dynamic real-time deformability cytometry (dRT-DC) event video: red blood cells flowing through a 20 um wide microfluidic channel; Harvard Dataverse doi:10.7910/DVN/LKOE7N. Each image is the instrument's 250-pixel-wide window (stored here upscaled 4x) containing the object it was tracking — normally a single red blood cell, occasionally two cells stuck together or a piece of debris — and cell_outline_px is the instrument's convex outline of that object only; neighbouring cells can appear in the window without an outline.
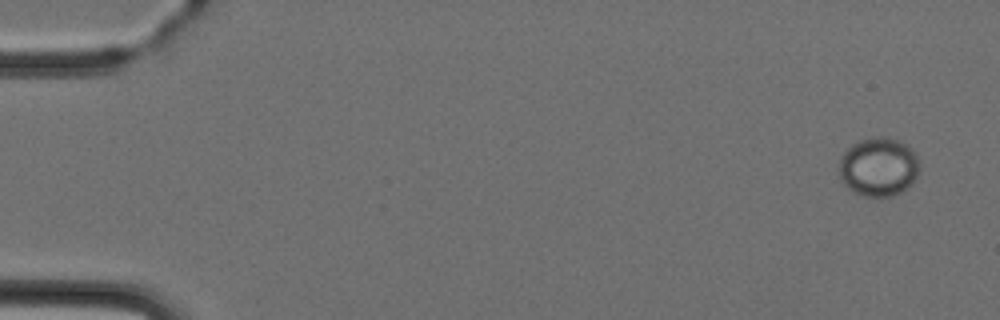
{"species": "Egyptian fruit bat (a non-hibernating species)", "species_latin": "Rousettus aegyptiacus", "temperature_condition": "cold", "stored_images_in_passage": 5, "camera_frame_rate_fps": 3000, "um_per_image_px": 0.085, "animal": {"sex": "female"}, "frame": {"image": 1, "passage_image": 1, "time_ms": 0.0, "image_size_px": [1000, 320], "cell_outline_px": [[920, 168], [912, 184], [908, 188], [892, 196], [864, 196], [852, 192], [840, 180], [840, 156], [852, 144], [860, 140], [880, 136], [888, 136], [900, 140], [908, 144], [916, 152], [920, 164]], "centroid_in_image_um": [74.71, 14.17], "position_along_channel_um": 10.3, "area_um2": 28.03}}